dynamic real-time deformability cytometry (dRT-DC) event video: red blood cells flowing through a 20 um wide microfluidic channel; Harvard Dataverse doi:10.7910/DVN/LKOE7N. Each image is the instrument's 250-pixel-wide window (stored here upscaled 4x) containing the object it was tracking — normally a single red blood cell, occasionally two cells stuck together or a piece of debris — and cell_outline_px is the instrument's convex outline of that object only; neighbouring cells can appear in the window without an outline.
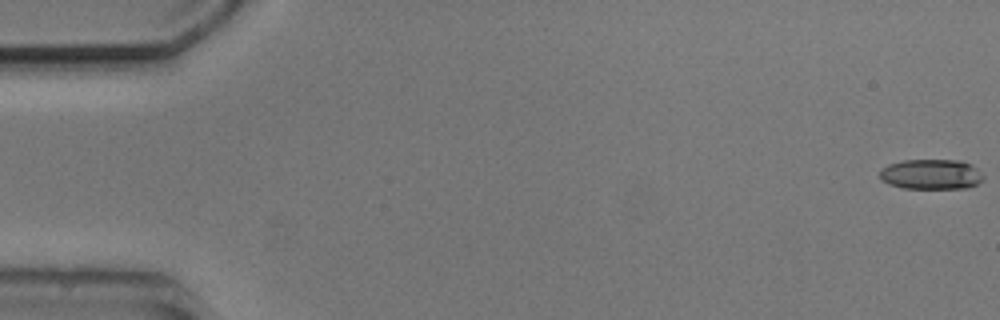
{"species": "common noctule bat (a hibernating species)", "species_latin": "Nyctalus noctula", "temperature_condition": "cold", "stored_images_in_passage": 6, "camera_frame_rate_fps": 3000, "um_per_image_px": 0.085, "animal": {"sex": "male", "body_mass_g": 20.5, "forearm_length_mm": 52.5}, "frame": {"image": 1, "passage_image": 1, "time_ms": 0.0, "image_size_px": [1000, 320], "cell_outline_px": [[984, 180], [968, 188], [904, 188], [888, 184], [880, 180], [880, 168], [888, 164], [904, 160], [960, 160], [972, 164], [984, 176]], "centroid_in_image_um": [79.14, 14.81], "position_along_channel_um": 5.9, "area_um2": 18.38}}